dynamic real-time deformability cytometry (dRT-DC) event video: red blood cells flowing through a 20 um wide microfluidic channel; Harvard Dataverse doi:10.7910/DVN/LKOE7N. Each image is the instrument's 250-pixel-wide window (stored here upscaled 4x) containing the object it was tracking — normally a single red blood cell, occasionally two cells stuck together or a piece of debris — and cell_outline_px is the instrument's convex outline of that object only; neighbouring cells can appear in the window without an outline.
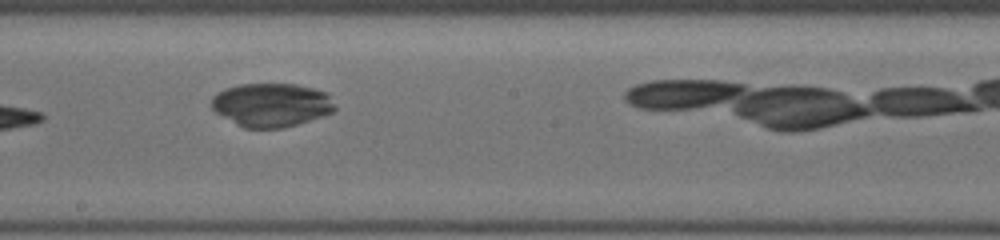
{"species": "common noctule bat (a hibernating species)", "species_latin": "Nyctalus noctula", "temperature_condition": "cold", "stored_images_in_passage": 17, "camera_frame_rate_fps": 3000, "um_per_image_px": 0.085, "animal": {"sex": "female", "body_mass_g": 19.5, "forearm_length_mm": 54.1}, "frame": {"image": 1, "passage_image": 10, "time_ms": 5.333, "image_size_px": [1000, 240], "cell_outline_px": [[336, 108], [332, 112], [284, 128], [244, 128], [236, 124], [216, 112], [212, 108], [212, 100], [220, 92], [228, 88], [240, 84], [292, 84], [312, 88], [324, 92], [328, 96]], "centroid_in_image_um": [23.06, 8.92], "position_along_channel_um": 225.1, "area_um2": 30.69}}